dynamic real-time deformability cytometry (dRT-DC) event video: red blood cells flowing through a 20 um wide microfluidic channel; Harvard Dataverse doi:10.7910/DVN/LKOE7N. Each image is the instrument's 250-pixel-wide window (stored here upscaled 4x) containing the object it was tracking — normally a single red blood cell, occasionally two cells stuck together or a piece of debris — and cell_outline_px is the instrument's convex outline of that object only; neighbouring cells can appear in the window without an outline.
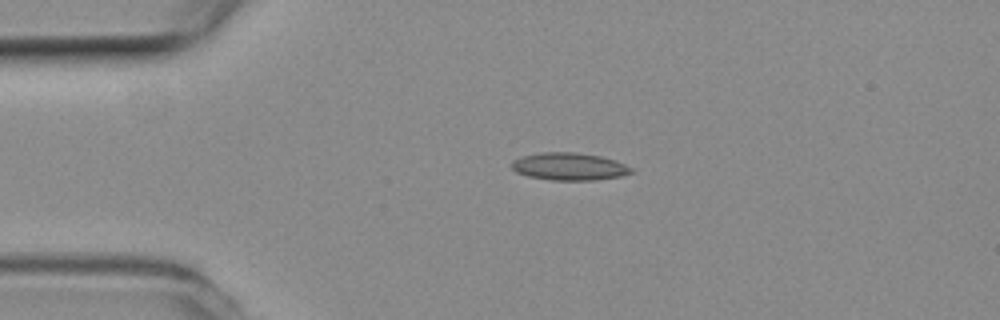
{"species": "common noctule bat (a hibernating species)", "species_latin": "Nyctalus noctula", "temperature_condition": "room temperature", "stored_images_in_passage": 43, "camera_frame_rate_fps": 3000, "um_per_image_px": 0.085, "animal": {"sex": "female", "body_mass_g": 19.3, "forearm_length_mm": 54.1}, "frame": {"image": 1, "passage_image": 1, "time_ms": 0.0, "image_size_px": [1000, 320], "cell_outline_px": [[636, 172], [620, 176], [596, 180], [552, 180], [528, 176], [516, 172], [512, 168], [512, 160], [520, 156], [540, 152], [576, 152], [600, 156], [616, 160], [632, 168]], "centroid_in_image_um": [48.39, 14.15], "position_along_channel_um": 36.6, "area_um2": 19.31}}
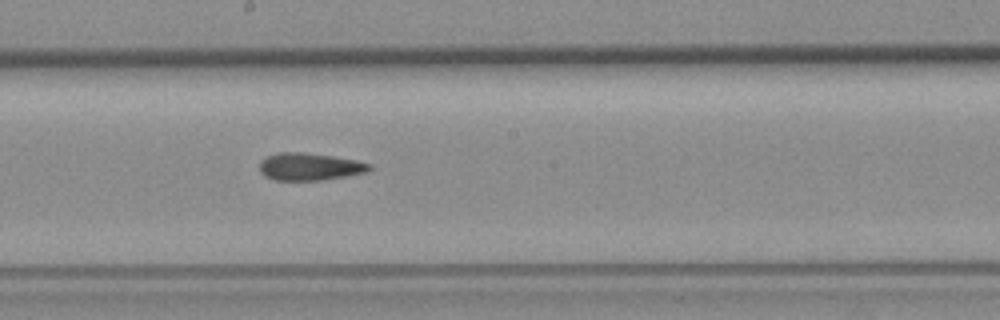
{"frame": {"image": 2, "passage_image": 18, "time_ms": 5.667, "image_size_px": [1000, 320], "cell_outline_px": [[372, 168], [368, 172], [320, 180], [272, 180], [264, 176], [260, 172], [260, 160], [268, 156], [280, 152], [304, 152], [332, 156], [356, 160], [372, 164]], "centroid_in_image_um": [26.31, 14.16], "position_along_channel_um": 221.9, "area_um2": 17.57}}
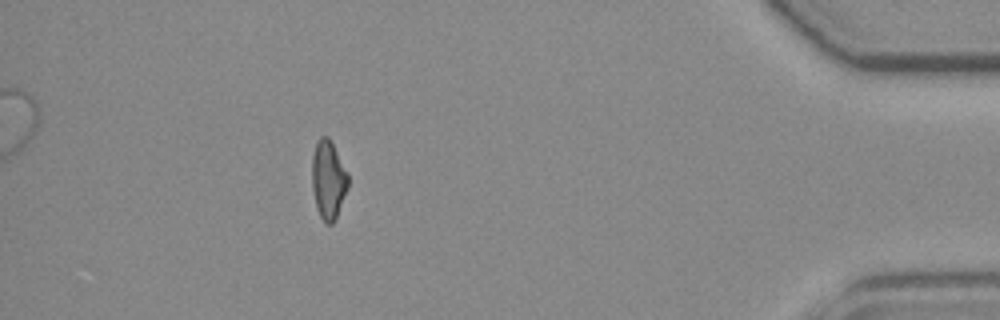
{"frame": {"image": 3, "passage_image": 37, "time_ms": 12.0, "image_size_px": [1000, 320], "cell_outline_px": [[348, 188], [336, 220], [332, 224], [328, 224], [320, 216], [316, 208], [312, 188], [312, 156], [316, 144], [320, 136], [328, 136], [348, 172]], "centroid_in_image_um": [27.91, 15.3], "position_along_channel_um": 407.3, "area_um2": 16.65}, "authors_computed_cell_mechanics": {"area_um2": 17.3978, "velocity_mm_per_s": 3.8335, "shape_relaxation_time_tau1_ms": null, "shape_relaxation_time_tau2_ms": 5.0114, "deformation_change_tau1": null, "deformation_change_tau2": 0.1606}}